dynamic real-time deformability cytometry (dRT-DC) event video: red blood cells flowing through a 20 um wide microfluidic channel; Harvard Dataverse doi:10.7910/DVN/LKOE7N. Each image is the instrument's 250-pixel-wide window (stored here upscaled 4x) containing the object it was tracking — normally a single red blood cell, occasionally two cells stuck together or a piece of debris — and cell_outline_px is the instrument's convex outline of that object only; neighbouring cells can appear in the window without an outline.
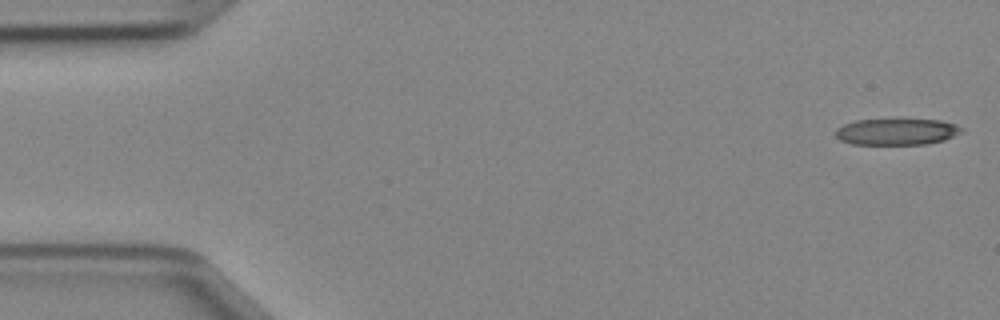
{"species": "Egyptian fruit bat (a non-hibernating species)", "species_latin": "Rousettus aegyptiacus", "temperature_condition": "cold", "stored_images_in_passage": 46, "camera_frame_rate_fps": 3000, "um_per_image_px": 0.085, "animal": {"sex": "female"}, "frame": {"image": 1, "passage_image": 1, "time_ms": 0.0, "image_size_px": [1000, 320], "cell_outline_px": [[964, 132], [944, 140], [928, 144], [852, 144], [840, 140], [836, 136], [836, 128], [844, 124], [856, 120], [940, 120], [956, 124], [964, 128]], "centroid_in_image_um": [76.26, 11.2], "position_along_channel_um": 8.7, "area_um2": 19.36}}
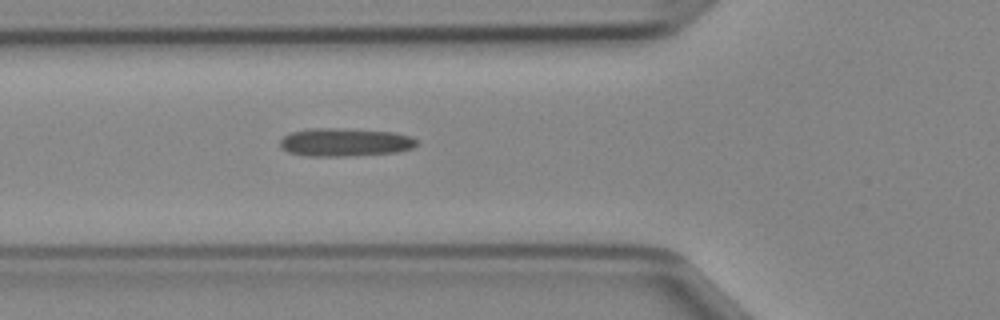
{"frame": {"image": 2, "passage_image": 16, "time_ms": 5.0, "image_size_px": [1000, 320], "cell_outline_px": [[416, 144], [412, 148], [396, 152], [352, 156], [304, 156], [288, 152], [280, 148], [280, 140], [288, 132], [312, 128], [340, 128], [392, 132], [412, 136], [416, 140]], "centroid_in_image_um": [29.26, 12.09], "position_along_channel_um": 96.5, "area_um2": 22.6}}
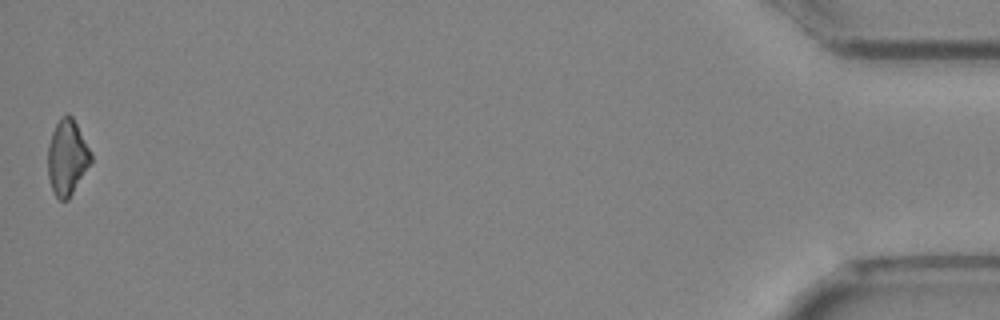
{"frame": {"image": 3, "passage_image": 46, "time_ms": 15.0, "image_size_px": [1000, 320], "cell_outline_px": [[92, 164], [68, 200], [60, 200], [52, 192], [48, 176], [48, 144], [52, 132], [60, 116], [68, 112], [72, 116], [92, 152]], "centroid_in_image_um": [5.72, 13.38], "position_along_channel_um": 429.5, "area_um2": 19.36}}